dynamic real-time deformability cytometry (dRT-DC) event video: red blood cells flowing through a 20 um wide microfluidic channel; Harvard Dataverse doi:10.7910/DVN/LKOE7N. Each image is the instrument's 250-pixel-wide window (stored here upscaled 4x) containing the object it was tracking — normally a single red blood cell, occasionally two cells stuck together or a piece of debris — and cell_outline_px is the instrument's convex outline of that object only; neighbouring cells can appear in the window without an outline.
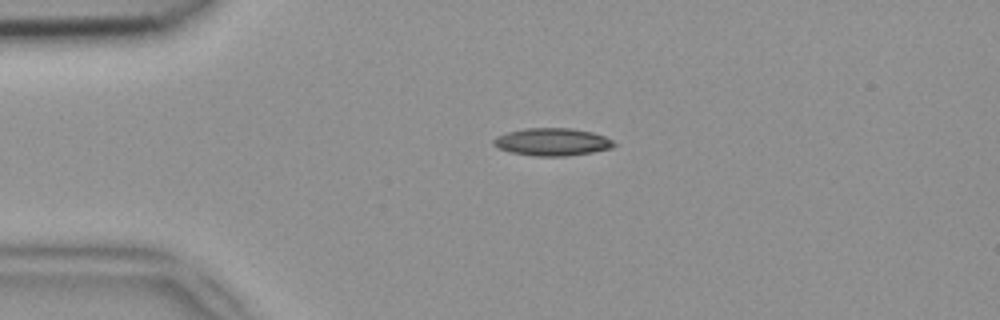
{"species": "common noctule bat (a hibernating species)", "species_latin": "Nyctalus noctula", "temperature_condition": "room temperature", "stored_images_in_passage": 40, "camera_frame_rate_fps": 3000, "um_per_image_px": 0.085, "animal": {"sex": "female", "body_mass_g": 18.4}, "frame": {"image": 1, "passage_image": 2, "time_ms": 0.333, "image_size_px": [1000, 320], "cell_outline_px": [[616, 144], [612, 148], [592, 152], [568, 156], [532, 156], [512, 152], [500, 148], [492, 144], [492, 140], [496, 136], [508, 132], [524, 128], [572, 128], [592, 132], [604, 136], [612, 140]], "centroid_in_image_um": [46.94, 12.06], "position_along_channel_um": 38.1, "area_um2": 19.36}}
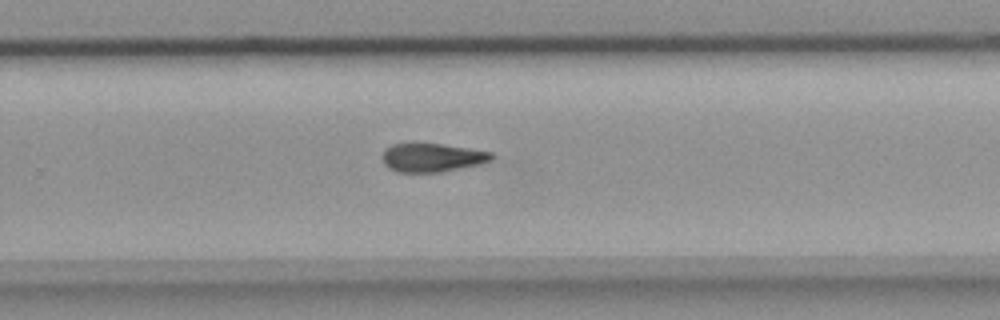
{"frame": {"image": 2, "passage_image": 23, "time_ms": 7.333, "image_size_px": [1000, 320], "cell_outline_px": [[496, 156], [492, 160], [480, 164], [440, 172], [396, 172], [388, 168], [384, 164], [380, 156], [392, 144], [440, 144], [468, 148], [492, 152]], "centroid_in_image_um": [36.74, 13.4], "position_along_channel_um": 293.1, "area_um2": 18.15}}
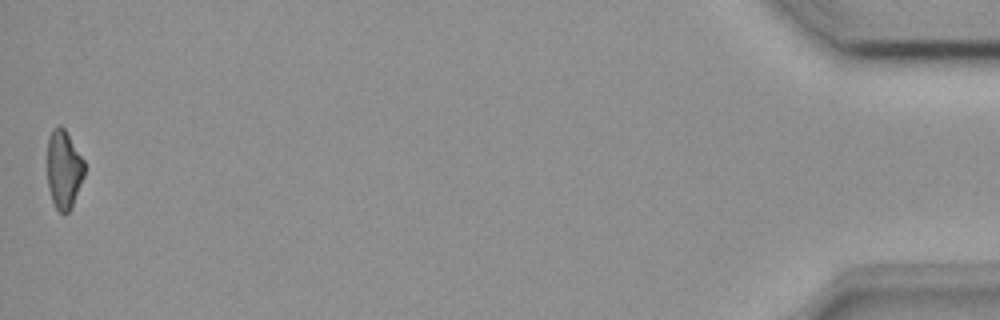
{"frame": {"image": 3, "passage_image": 40, "time_ms": 13.0, "image_size_px": [1000, 320], "cell_outline_px": [[84, 176], [72, 204], [68, 212], [60, 212], [56, 208], [52, 200], [48, 188], [48, 136], [52, 128], [60, 124], [64, 128], [84, 160]], "centroid_in_image_um": [5.41, 14.35], "position_along_channel_um": 429.8, "area_um2": 16.76}}